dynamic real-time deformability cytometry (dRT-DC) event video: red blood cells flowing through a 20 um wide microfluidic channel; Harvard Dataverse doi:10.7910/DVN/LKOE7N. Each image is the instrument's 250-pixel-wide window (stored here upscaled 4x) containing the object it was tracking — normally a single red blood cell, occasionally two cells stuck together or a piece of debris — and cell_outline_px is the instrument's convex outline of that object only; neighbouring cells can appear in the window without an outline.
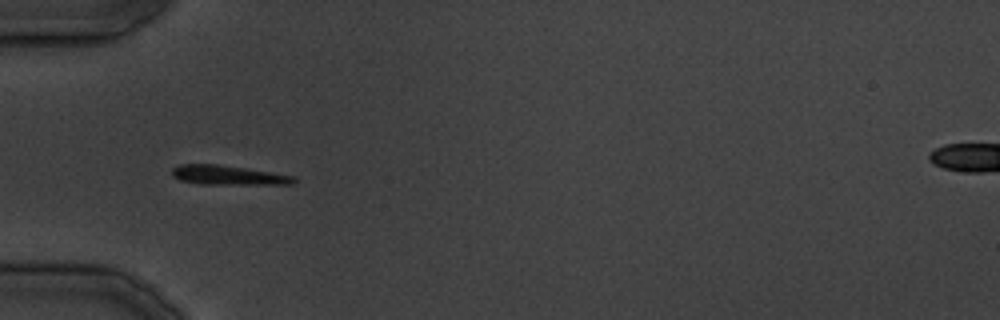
{"species": "common noctule bat (a hibernating species)", "species_latin": "Nyctalus noctula", "temperature_condition": "cold", "stored_images_in_passage": 25, "camera_frame_rate_fps": 3000, "um_per_image_px": 0.085, "animal": {"sex": "male", "body_mass_g": 19.5, "forearm_length_mm": 54.6}, "frame": {"image": 1, "passage_image": 1, "time_ms": 0.0, "image_size_px": [1000, 320], "cell_outline_px": [[296, 180], [292, 184], [200, 184], [180, 180], [172, 176], [172, 168], [180, 164], [216, 164], [244, 168], [296, 176]], "centroid_in_image_um": [19.37, 14.89], "position_along_channel_um": 65.6, "area_um2": 13.7}}
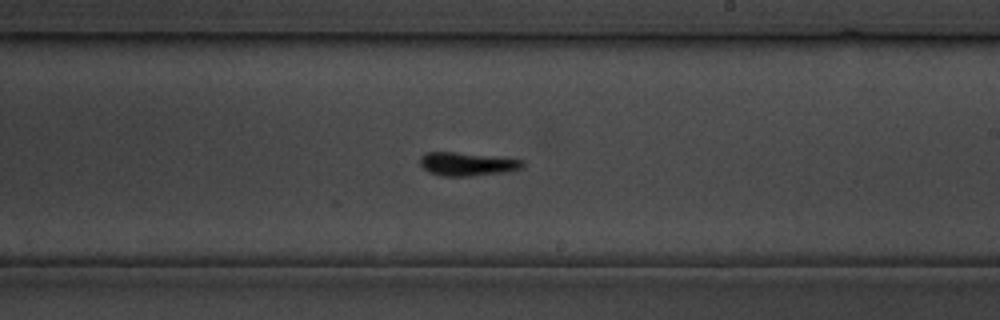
{"frame": {"image": 2, "passage_image": 11, "time_ms": 12.333, "image_size_px": [1000, 320], "cell_outline_px": [[524, 168], [500, 172], [468, 176], [444, 176], [428, 172], [420, 164], [420, 156], [424, 152], [456, 152], [524, 160]], "centroid_in_image_um": [39.66, 13.93], "position_along_channel_um": 249.3, "area_um2": 13.81}}
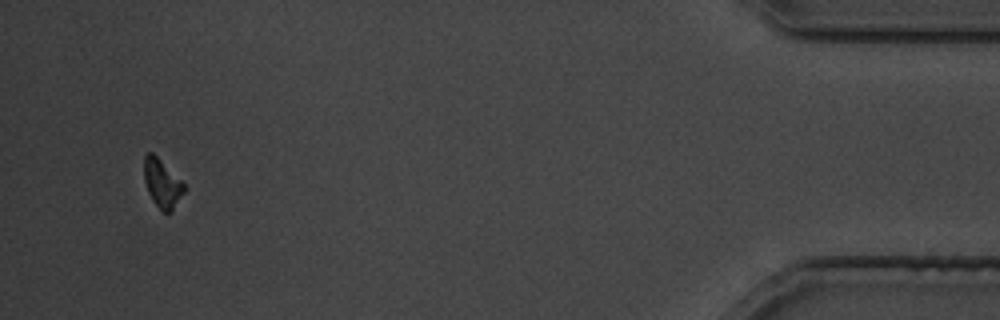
{"frame": {"image": 3, "passage_image": 24, "time_ms": 28.333, "image_size_px": [1000, 320], "cell_outline_px": [[188, 188], [172, 212], [164, 212], [152, 200], [148, 192], [144, 180], [144, 156], [148, 152], [152, 152]], "centroid_in_image_um": [13.8, 15.62], "position_along_channel_um": 421.4, "area_um2": 11.21}}